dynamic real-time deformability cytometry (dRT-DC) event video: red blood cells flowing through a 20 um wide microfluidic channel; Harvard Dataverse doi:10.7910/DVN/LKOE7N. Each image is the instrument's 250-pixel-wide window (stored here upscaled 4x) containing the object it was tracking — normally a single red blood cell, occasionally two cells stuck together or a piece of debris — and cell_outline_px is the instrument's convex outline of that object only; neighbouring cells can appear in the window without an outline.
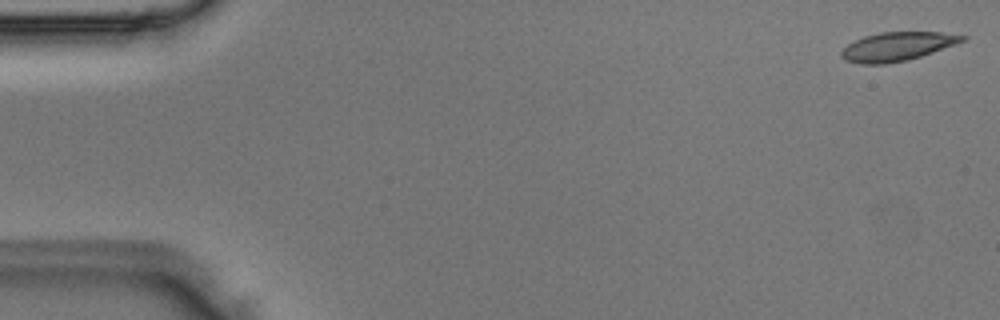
{"species": "Egyptian fruit bat (a non-hibernating species)", "species_latin": "Rousettus aegyptiacus", "temperature_condition": "room temperature", "stored_images_in_passage": 3, "camera_frame_rate_fps": 3000, "um_per_image_px": 0.085, "animal": {"sex": "male"}, "frame": {"image": 1, "passage_image": 1, "time_ms": 0.0, "image_size_px": [1000, 320], "cell_outline_px": [[968, 36], [964, 40], [956, 44], [908, 60], [884, 64], [860, 64], [844, 60], [840, 56], [840, 52], [848, 44], [864, 36], [880, 32], [940, 32]], "centroid_in_image_um": [76.23, 3.95], "position_along_channel_um": 8.8, "area_um2": 20.17}}